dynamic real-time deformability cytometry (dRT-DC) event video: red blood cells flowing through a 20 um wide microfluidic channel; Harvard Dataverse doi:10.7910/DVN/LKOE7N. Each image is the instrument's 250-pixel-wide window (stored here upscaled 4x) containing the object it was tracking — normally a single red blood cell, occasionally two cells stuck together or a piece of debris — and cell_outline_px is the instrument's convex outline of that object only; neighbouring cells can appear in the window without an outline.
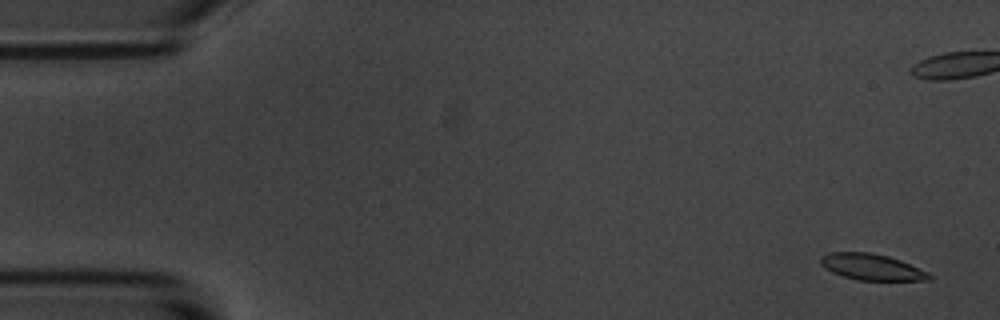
{"species": "common noctule bat (a hibernating species)", "species_latin": "Nyctalus noctula", "temperature_condition": "room temperature", "stored_images_in_passage": 3, "camera_frame_rate_fps": 3000, "um_per_image_px": 0.085, "animal": {"sex": "male", "body_mass_g": 20.1, "forearm_length_mm": 53.5}, "frame": {"image": 1, "passage_image": 1, "time_ms": 0.0, "image_size_px": [1000, 320], "cell_outline_px": [[932, 280], [856, 280], [832, 272], [824, 268], [820, 264], [820, 256], [828, 252], [868, 252], [888, 256], [900, 260], [928, 272], [932, 276]], "centroid_in_image_um": [74.06, 22.69], "position_along_channel_um": 10.9, "area_um2": 16.59}}